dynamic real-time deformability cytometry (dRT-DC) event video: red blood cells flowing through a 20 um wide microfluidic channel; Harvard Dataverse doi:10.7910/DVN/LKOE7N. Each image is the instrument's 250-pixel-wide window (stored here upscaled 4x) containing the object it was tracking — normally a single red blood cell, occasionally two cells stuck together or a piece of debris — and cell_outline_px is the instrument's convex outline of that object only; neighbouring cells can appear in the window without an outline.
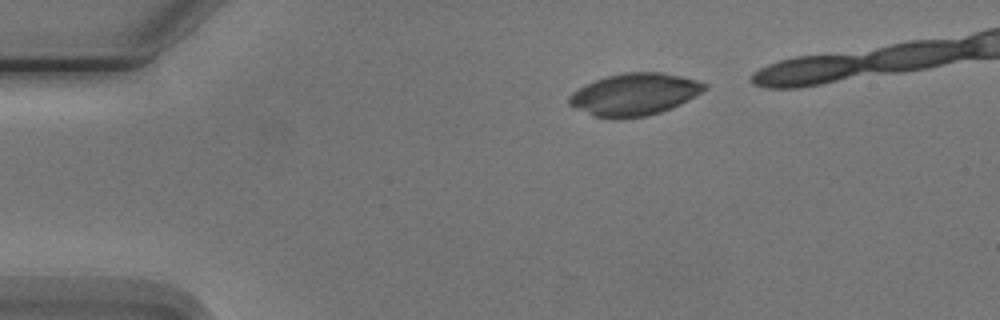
{"species": "Egyptian fruit bat (a non-hibernating species)", "species_latin": "Rousettus aegyptiacus", "temperature_condition": "cold", "stored_images_in_passage": 7, "camera_frame_rate_fps": 3000, "um_per_image_px": 0.085, "animal": {"sex": "male"}, "frame": {"image": 1, "passage_image": 1, "time_ms": 0.0, "image_size_px": [1000, 320], "cell_outline_px": [[708, 88], [688, 100], [672, 108], [648, 116], [596, 116], [568, 104], [568, 96], [572, 92], [596, 80], [608, 76], [624, 72], [660, 72], [680, 76], [696, 80], [708, 84]], "centroid_in_image_um": [53.98, 7.99], "position_along_channel_um": 31.0, "area_um2": 32.37}}
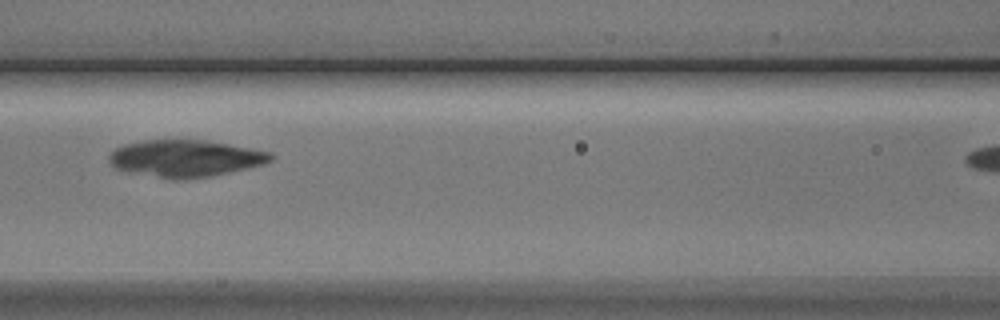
{"frame": {"image": 2, "passage_image": 5, "time_ms": 4.667, "image_size_px": [1000, 320], "cell_outline_px": [[276, 156], [272, 160], [264, 164], [228, 172], [208, 176], [176, 180], [128, 172], [116, 168], [112, 164], [108, 156], [116, 148], [124, 144], [144, 140], [208, 140], [272, 152]], "centroid_in_image_um": [15.77, 13.45], "position_along_channel_um": 150.8, "area_um2": 34.68}}